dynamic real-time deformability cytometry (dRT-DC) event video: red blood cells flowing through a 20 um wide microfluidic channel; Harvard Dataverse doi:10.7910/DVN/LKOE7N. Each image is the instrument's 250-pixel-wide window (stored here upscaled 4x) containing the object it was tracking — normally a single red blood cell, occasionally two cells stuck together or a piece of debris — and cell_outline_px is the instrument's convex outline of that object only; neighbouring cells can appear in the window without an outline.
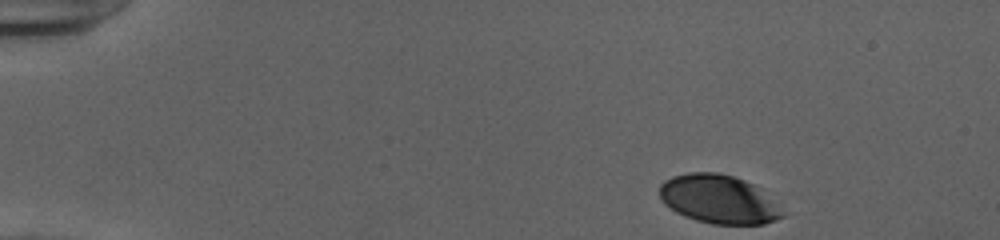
{"species": "human", "species_latin": "Homo sapiens", "temperature_condition": "cold", "stored_images_in_passage": 39, "camera_frame_rate_fps": 3000, "um_per_image_px": 0.085, "donor": {"sex": "female"}, "frame": {"image": 1, "passage_image": 1, "time_ms": 0.0, "image_size_px": [1000, 240], "cell_outline_px": [[784, 216], [776, 220], [764, 224], [712, 224], [696, 220], [684, 216], [676, 212], [664, 204], [660, 200], [660, 184], [664, 180], [672, 176], [688, 172], [716, 172], [732, 176], [744, 180], [752, 184]], "centroid_in_image_um": [60.95, 16.93], "position_along_channel_um": 24.0, "area_um2": 34.04}}
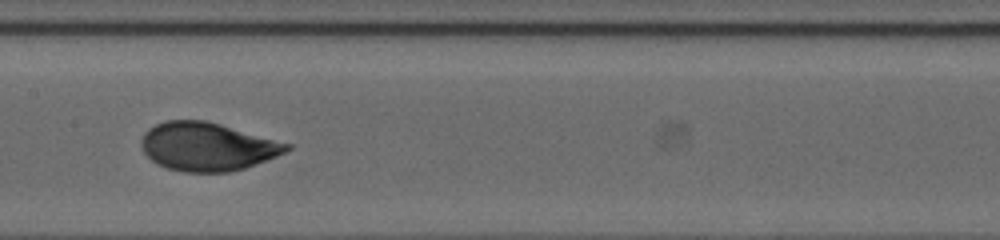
{"frame": {"image": 2, "passage_image": 22, "time_ms": 7.0, "image_size_px": [1000, 240], "cell_outline_px": [[292, 148], [276, 156], [244, 168], [228, 172], [184, 172], [168, 168], [156, 164], [144, 152], [140, 144], [140, 140], [144, 132], [148, 128], [164, 120], [204, 120], [220, 124], [292, 144]], "centroid_in_image_um": [17.59, 12.45], "position_along_channel_um": 189.8, "area_um2": 40.86}}
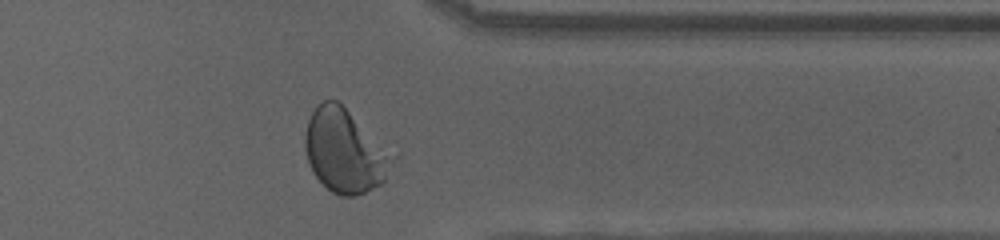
{"frame": {"image": 3, "passage_image": 37, "time_ms": 12.0, "image_size_px": [1000, 240], "cell_outline_px": [[384, 184], [364, 192], [352, 196], [340, 196], [332, 192], [312, 172], [304, 148], [304, 136], [308, 120], [316, 104], [324, 100], [336, 100], [348, 112], [384, 156]], "centroid_in_image_um": [29.05, 12.87], "position_along_channel_um": 382.3, "area_um2": 38.96}, "authors_computed_cell_mechanics": {"area_um2": 40.171, "velocity_mm_per_s": 3.9309, "shape_relaxation_time_tau1_ms": 3.4137, "shape_relaxation_time_tau2_ms": null, "deformation_change_tau1": 0.1801, "deformation_change_tau2": null}}